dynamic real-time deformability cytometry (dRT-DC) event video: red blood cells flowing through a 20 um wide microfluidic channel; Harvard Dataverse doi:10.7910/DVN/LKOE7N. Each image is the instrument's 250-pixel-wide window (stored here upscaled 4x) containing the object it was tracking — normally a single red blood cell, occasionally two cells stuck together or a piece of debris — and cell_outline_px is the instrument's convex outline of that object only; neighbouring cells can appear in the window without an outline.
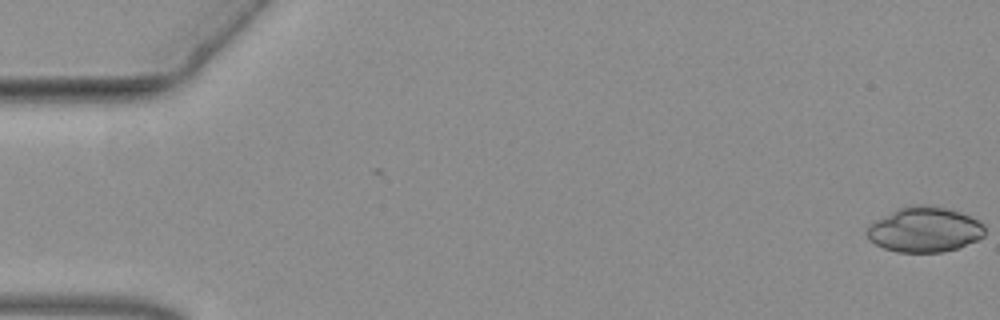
{"species": "common noctule bat (a hibernating species)", "species_latin": "Nyctalus noctula", "temperature_condition": "warm", "stored_images_in_passage": 40, "camera_frame_rate_fps": 3000, "um_per_image_px": 0.085, "animal": {"sex": "female", "body_mass_g": 19.3, "forearm_length_mm": 54.1}, "frame": {"image": 1, "passage_image": 1, "time_ms": 0.0, "image_size_px": [1000, 320], "cell_outline_px": [[984, 236], [960, 248], [944, 252], [896, 252], [884, 248], [868, 240], [868, 228], [876, 220], [900, 208], [944, 208], [960, 212], [984, 224]], "centroid_in_image_um": [78.62, 19.58], "position_along_channel_um": 6.4, "area_um2": 29.88}}